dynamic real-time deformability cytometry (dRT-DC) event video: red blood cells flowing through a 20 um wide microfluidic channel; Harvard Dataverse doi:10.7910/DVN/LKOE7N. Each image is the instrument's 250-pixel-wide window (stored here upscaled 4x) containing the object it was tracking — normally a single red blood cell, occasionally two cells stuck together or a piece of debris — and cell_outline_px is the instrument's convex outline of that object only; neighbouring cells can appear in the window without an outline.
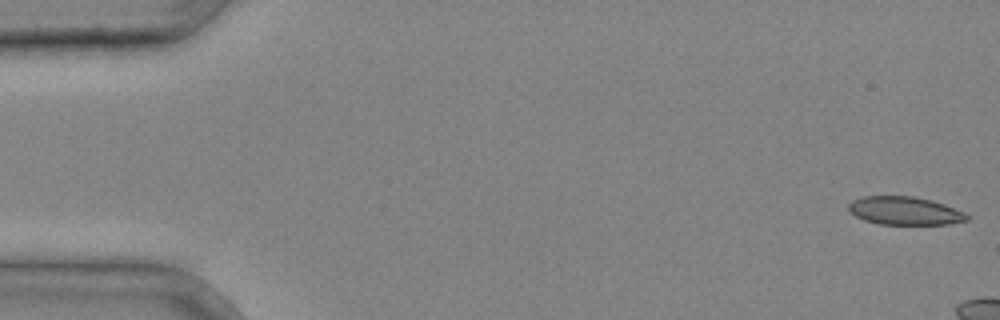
{"species": "common noctule bat (a hibernating species)", "species_latin": "Nyctalus noctula", "temperature_condition": "cold", "stored_images_in_passage": 6, "camera_frame_rate_fps": 3000, "um_per_image_px": 0.085, "animal": {"sex": "male", "body_mass_g": 20.4}, "frame": {"image": 1, "passage_image": 1, "time_ms": 0.0, "image_size_px": [1000, 320], "cell_outline_px": [[968, 220], [948, 224], [880, 224], [864, 220], [856, 216], [848, 208], [848, 204], [852, 200], [860, 196], [912, 196], [932, 200], [944, 204], [964, 212], [968, 216]], "centroid_in_image_um": [76.89, 17.91], "position_along_channel_um": 8.1, "area_um2": 19.36}}